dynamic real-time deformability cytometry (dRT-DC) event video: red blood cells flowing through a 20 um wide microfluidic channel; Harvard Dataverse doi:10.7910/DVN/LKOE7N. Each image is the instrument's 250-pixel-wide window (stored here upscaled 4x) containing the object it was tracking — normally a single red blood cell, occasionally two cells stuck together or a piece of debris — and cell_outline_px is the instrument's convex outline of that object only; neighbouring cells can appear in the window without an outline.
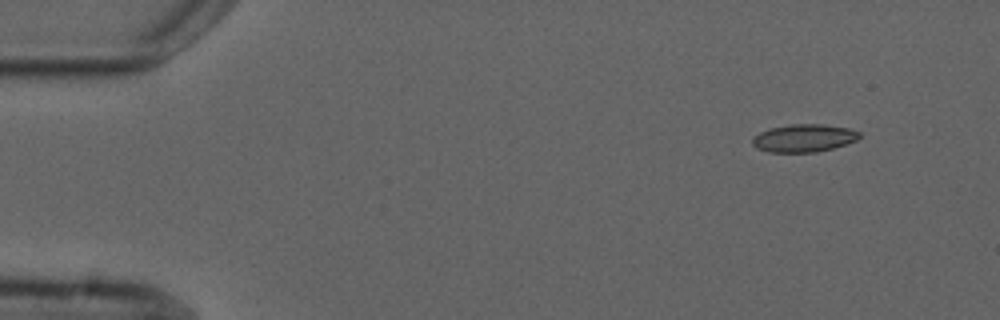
{"species": "common noctule bat (a hibernating species)", "species_latin": "Nyctalus noctula", "temperature_condition": "cold", "stored_images_in_passage": 4, "camera_frame_rate_fps": 3000, "um_per_image_px": 0.085, "animal": {"sex": "male", "forearm_length_mm": 52.5}, "frame": {"image": 1, "passage_image": 1, "time_ms": 0.0, "image_size_px": [1000, 320], "cell_outline_px": [[860, 136], [856, 140], [832, 148], [816, 152], [768, 152], [756, 148], [752, 144], [752, 136], [768, 128], [792, 124], [820, 124], [848, 128], [860, 132]], "centroid_in_image_um": [68.27, 11.73], "position_along_channel_um": 16.7, "area_um2": 17.28}}
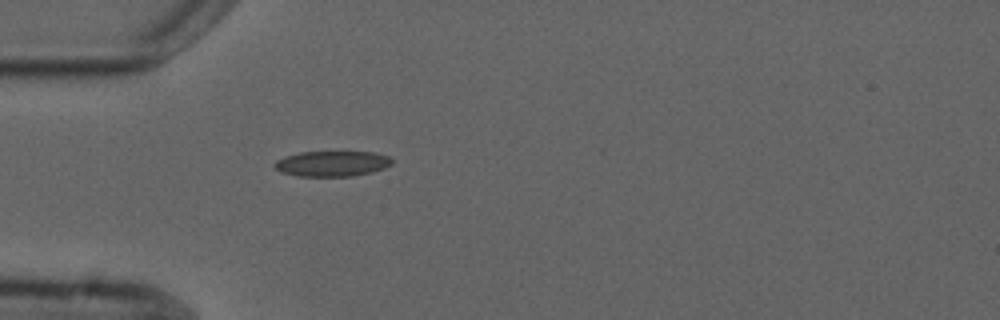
{"frame": {"image": 2, "passage_image": 4, "time_ms": 3.667, "image_size_px": [1000, 320], "cell_outline_px": [[392, 164], [384, 168], [372, 172], [352, 176], [296, 176], [280, 172], [272, 164], [276, 160], [284, 156], [300, 152], [376, 152], [388, 156], [392, 160]], "centroid_in_image_um": [28.2, 13.91], "position_along_channel_um": 56.8, "area_um2": 17.51}}